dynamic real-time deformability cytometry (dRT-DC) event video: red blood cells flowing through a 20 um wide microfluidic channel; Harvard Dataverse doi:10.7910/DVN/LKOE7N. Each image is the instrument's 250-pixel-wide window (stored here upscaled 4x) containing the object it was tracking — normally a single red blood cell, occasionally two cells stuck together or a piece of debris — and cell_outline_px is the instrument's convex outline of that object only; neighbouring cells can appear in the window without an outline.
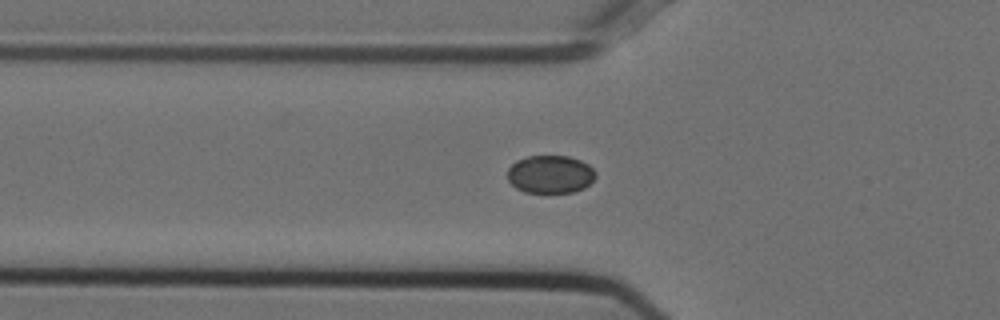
{"species": "Egyptian fruit bat (a non-hibernating species)", "species_latin": "Rousettus aegyptiacus", "temperature_condition": "cold", "stored_images_in_passage": 55, "camera_frame_rate_fps": 3000, "um_per_image_px": 0.085, "animal": {"sex": "female"}, "frame": {"image": 1, "passage_image": 19, "time_ms": 6.0, "image_size_px": [1000, 320], "cell_outline_px": [[596, 176], [584, 188], [572, 192], [524, 192], [516, 188], [508, 180], [508, 168], [516, 160], [528, 156], [568, 156], [580, 160], [588, 164], [596, 172]], "centroid_in_image_um": [46.77, 14.81], "position_along_channel_um": 79.0, "area_um2": 19.42}}
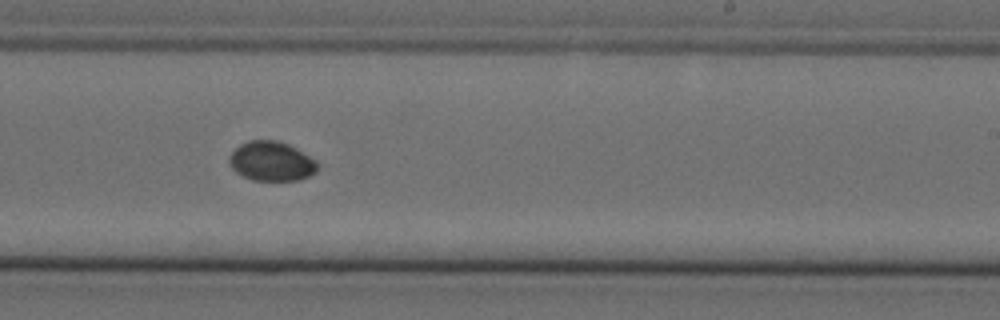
{"frame": {"image": 2, "passage_image": 34, "time_ms": 11.0, "image_size_px": [1000, 320], "cell_outline_px": [[320, 164], [316, 172], [308, 176], [296, 180], [252, 180], [236, 172], [228, 164], [228, 156], [240, 144], [248, 140], [276, 140], [288, 144], [296, 148], [316, 160]], "centroid_in_image_um": [23.07, 13.7], "position_along_channel_um": 265.9, "area_um2": 20.4}}
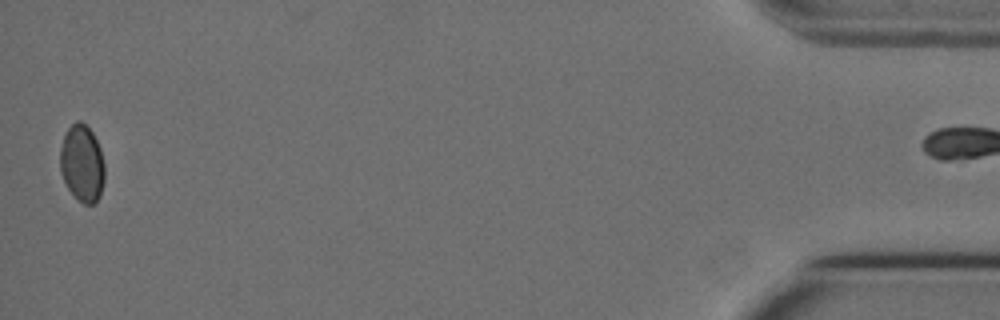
{"frame": {"image": 3, "passage_image": 54, "time_ms": 17.667, "image_size_px": [1000, 320], "cell_outline_px": [[104, 180], [100, 196], [96, 204], [84, 204], [68, 188], [60, 172], [60, 148], [64, 136], [68, 128], [76, 120], [80, 120], [92, 132], [100, 148], [104, 164]], "centroid_in_image_um": [6.98, 13.89], "position_along_channel_um": 428.2, "area_um2": 19.88}}